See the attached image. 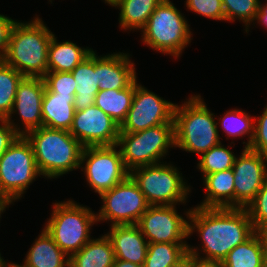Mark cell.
<instances>
[{"label":"cell","mask_w":267,"mask_h":267,"mask_svg":"<svg viewBox=\"0 0 267 267\" xmlns=\"http://www.w3.org/2000/svg\"><path fill=\"white\" fill-rule=\"evenodd\" d=\"M189 235L198 231L205 257L199 256L198 248L188 246V252L204 261L221 262L237 245L248 240L254 233L253 223L246 208L195 207L187 212ZM202 257V258H201Z\"/></svg>","instance_id":"1"},{"label":"cell","mask_w":267,"mask_h":267,"mask_svg":"<svg viewBox=\"0 0 267 267\" xmlns=\"http://www.w3.org/2000/svg\"><path fill=\"white\" fill-rule=\"evenodd\" d=\"M53 33L41 18L32 22H16L11 30L3 61L24 77H41L47 73L48 48Z\"/></svg>","instance_id":"2"},{"label":"cell","mask_w":267,"mask_h":267,"mask_svg":"<svg viewBox=\"0 0 267 267\" xmlns=\"http://www.w3.org/2000/svg\"><path fill=\"white\" fill-rule=\"evenodd\" d=\"M41 175L57 178L81 166L82 144L69 131L40 127L24 135Z\"/></svg>","instance_id":"3"},{"label":"cell","mask_w":267,"mask_h":267,"mask_svg":"<svg viewBox=\"0 0 267 267\" xmlns=\"http://www.w3.org/2000/svg\"><path fill=\"white\" fill-rule=\"evenodd\" d=\"M175 147L200 156L219 145L218 123L201 96H191L174 110Z\"/></svg>","instance_id":"4"},{"label":"cell","mask_w":267,"mask_h":267,"mask_svg":"<svg viewBox=\"0 0 267 267\" xmlns=\"http://www.w3.org/2000/svg\"><path fill=\"white\" fill-rule=\"evenodd\" d=\"M184 17L170 0H163L141 29L143 42L156 51L179 57L192 35Z\"/></svg>","instance_id":"5"},{"label":"cell","mask_w":267,"mask_h":267,"mask_svg":"<svg viewBox=\"0 0 267 267\" xmlns=\"http://www.w3.org/2000/svg\"><path fill=\"white\" fill-rule=\"evenodd\" d=\"M53 206L51 218L44 229L70 257L91 240L90 226L97 222L96 214L72 200Z\"/></svg>","instance_id":"6"},{"label":"cell","mask_w":267,"mask_h":267,"mask_svg":"<svg viewBox=\"0 0 267 267\" xmlns=\"http://www.w3.org/2000/svg\"><path fill=\"white\" fill-rule=\"evenodd\" d=\"M118 146L123 163L130 172L134 168L161 163L168 148L175 147L174 124H162L133 133H120Z\"/></svg>","instance_id":"7"},{"label":"cell","mask_w":267,"mask_h":267,"mask_svg":"<svg viewBox=\"0 0 267 267\" xmlns=\"http://www.w3.org/2000/svg\"><path fill=\"white\" fill-rule=\"evenodd\" d=\"M129 176L145 195L149 205L184 203L190 192L177 167L171 164L137 167L129 172Z\"/></svg>","instance_id":"8"},{"label":"cell","mask_w":267,"mask_h":267,"mask_svg":"<svg viewBox=\"0 0 267 267\" xmlns=\"http://www.w3.org/2000/svg\"><path fill=\"white\" fill-rule=\"evenodd\" d=\"M40 175L31 143L19 136L0 157V193L12 201L20 199Z\"/></svg>","instance_id":"9"},{"label":"cell","mask_w":267,"mask_h":267,"mask_svg":"<svg viewBox=\"0 0 267 267\" xmlns=\"http://www.w3.org/2000/svg\"><path fill=\"white\" fill-rule=\"evenodd\" d=\"M116 145L84 147L81 165L90 187L99 195L123 182L128 176L122 154Z\"/></svg>","instance_id":"10"},{"label":"cell","mask_w":267,"mask_h":267,"mask_svg":"<svg viewBox=\"0 0 267 267\" xmlns=\"http://www.w3.org/2000/svg\"><path fill=\"white\" fill-rule=\"evenodd\" d=\"M103 205L96 220L111 221V225L137 224L150 206L145 195L128 176L123 182L100 194Z\"/></svg>","instance_id":"11"},{"label":"cell","mask_w":267,"mask_h":267,"mask_svg":"<svg viewBox=\"0 0 267 267\" xmlns=\"http://www.w3.org/2000/svg\"><path fill=\"white\" fill-rule=\"evenodd\" d=\"M176 104L168 102L155 93L137 83L132 105L125 120L120 125V133L143 131L162 124H174V110Z\"/></svg>","instance_id":"12"},{"label":"cell","mask_w":267,"mask_h":267,"mask_svg":"<svg viewBox=\"0 0 267 267\" xmlns=\"http://www.w3.org/2000/svg\"><path fill=\"white\" fill-rule=\"evenodd\" d=\"M175 208V205H150L142 214L137 225L148 243H186L183 240L189 237V221Z\"/></svg>","instance_id":"13"},{"label":"cell","mask_w":267,"mask_h":267,"mask_svg":"<svg viewBox=\"0 0 267 267\" xmlns=\"http://www.w3.org/2000/svg\"><path fill=\"white\" fill-rule=\"evenodd\" d=\"M70 134L83 147L116 145L120 134L118 125L96 105L75 111Z\"/></svg>","instance_id":"14"},{"label":"cell","mask_w":267,"mask_h":267,"mask_svg":"<svg viewBox=\"0 0 267 267\" xmlns=\"http://www.w3.org/2000/svg\"><path fill=\"white\" fill-rule=\"evenodd\" d=\"M267 157L244 148L236 157L234 172L235 208H246L255 198L267 179Z\"/></svg>","instance_id":"15"},{"label":"cell","mask_w":267,"mask_h":267,"mask_svg":"<svg viewBox=\"0 0 267 267\" xmlns=\"http://www.w3.org/2000/svg\"><path fill=\"white\" fill-rule=\"evenodd\" d=\"M45 88L44 79L41 77H24L19 83L12 111L5 120L13 126L20 136L43 126L42 99ZM14 112H18L22 124L25 125L23 130L11 121Z\"/></svg>","instance_id":"16"},{"label":"cell","mask_w":267,"mask_h":267,"mask_svg":"<svg viewBox=\"0 0 267 267\" xmlns=\"http://www.w3.org/2000/svg\"><path fill=\"white\" fill-rule=\"evenodd\" d=\"M110 228L106 235L112 243L115 259L143 266L149 243L138 225H111Z\"/></svg>","instance_id":"17"},{"label":"cell","mask_w":267,"mask_h":267,"mask_svg":"<svg viewBox=\"0 0 267 267\" xmlns=\"http://www.w3.org/2000/svg\"><path fill=\"white\" fill-rule=\"evenodd\" d=\"M97 78L99 90H122L137 77L128 53L119 52L97 57Z\"/></svg>","instance_id":"18"},{"label":"cell","mask_w":267,"mask_h":267,"mask_svg":"<svg viewBox=\"0 0 267 267\" xmlns=\"http://www.w3.org/2000/svg\"><path fill=\"white\" fill-rule=\"evenodd\" d=\"M75 94L59 95L45 88L42 99L43 127L69 131L75 115Z\"/></svg>","instance_id":"19"},{"label":"cell","mask_w":267,"mask_h":267,"mask_svg":"<svg viewBox=\"0 0 267 267\" xmlns=\"http://www.w3.org/2000/svg\"><path fill=\"white\" fill-rule=\"evenodd\" d=\"M97 56L93 51L71 71L77 84L73 104L76 111L84 110L95 103V97L99 91Z\"/></svg>","instance_id":"20"},{"label":"cell","mask_w":267,"mask_h":267,"mask_svg":"<svg viewBox=\"0 0 267 267\" xmlns=\"http://www.w3.org/2000/svg\"><path fill=\"white\" fill-rule=\"evenodd\" d=\"M206 198L198 207L235 208L234 172L231 169L203 177Z\"/></svg>","instance_id":"21"},{"label":"cell","mask_w":267,"mask_h":267,"mask_svg":"<svg viewBox=\"0 0 267 267\" xmlns=\"http://www.w3.org/2000/svg\"><path fill=\"white\" fill-rule=\"evenodd\" d=\"M69 258L70 257L59 248L47 231L43 229L29 249L23 266L69 267Z\"/></svg>","instance_id":"22"},{"label":"cell","mask_w":267,"mask_h":267,"mask_svg":"<svg viewBox=\"0 0 267 267\" xmlns=\"http://www.w3.org/2000/svg\"><path fill=\"white\" fill-rule=\"evenodd\" d=\"M93 50L82 48L71 41L58 43L53 35L48 48L47 72H71Z\"/></svg>","instance_id":"23"},{"label":"cell","mask_w":267,"mask_h":267,"mask_svg":"<svg viewBox=\"0 0 267 267\" xmlns=\"http://www.w3.org/2000/svg\"><path fill=\"white\" fill-rule=\"evenodd\" d=\"M69 259V267H112L115 254L112 243L105 234L91 239Z\"/></svg>","instance_id":"24"},{"label":"cell","mask_w":267,"mask_h":267,"mask_svg":"<svg viewBox=\"0 0 267 267\" xmlns=\"http://www.w3.org/2000/svg\"><path fill=\"white\" fill-rule=\"evenodd\" d=\"M134 91L135 80L122 90H99L94 105L109 115L118 125H121L132 105Z\"/></svg>","instance_id":"25"},{"label":"cell","mask_w":267,"mask_h":267,"mask_svg":"<svg viewBox=\"0 0 267 267\" xmlns=\"http://www.w3.org/2000/svg\"><path fill=\"white\" fill-rule=\"evenodd\" d=\"M163 0H121L116 6L121 10L119 24L124 30L142 29L150 15Z\"/></svg>","instance_id":"26"},{"label":"cell","mask_w":267,"mask_h":267,"mask_svg":"<svg viewBox=\"0 0 267 267\" xmlns=\"http://www.w3.org/2000/svg\"><path fill=\"white\" fill-rule=\"evenodd\" d=\"M267 256L254 233L248 240L232 249L222 261L223 267H265Z\"/></svg>","instance_id":"27"},{"label":"cell","mask_w":267,"mask_h":267,"mask_svg":"<svg viewBox=\"0 0 267 267\" xmlns=\"http://www.w3.org/2000/svg\"><path fill=\"white\" fill-rule=\"evenodd\" d=\"M186 243H149L143 267H171L188 252Z\"/></svg>","instance_id":"28"},{"label":"cell","mask_w":267,"mask_h":267,"mask_svg":"<svg viewBox=\"0 0 267 267\" xmlns=\"http://www.w3.org/2000/svg\"><path fill=\"white\" fill-rule=\"evenodd\" d=\"M24 76L0 61V119H6L13 108L16 90Z\"/></svg>","instance_id":"29"},{"label":"cell","mask_w":267,"mask_h":267,"mask_svg":"<svg viewBox=\"0 0 267 267\" xmlns=\"http://www.w3.org/2000/svg\"><path fill=\"white\" fill-rule=\"evenodd\" d=\"M221 118H219V122L222 120L219 124L222 125V129L226 132L227 139L229 136L236 138L249 134L248 142L244 147L249 148L254 137L255 118H251V115L238 109L227 111Z\"/></svg>","instance_id":"30"},{"label":"cell","mask_w":267,"mask_h":267,"mask_svg":"<svg viewBox=\"0 0 267 267\" xmlns=\"http://www.w3.org/2000/svg\"><path fill=\"white\" fill-rule=\"evenodd\" d=\"M236 156L222 146L221 143L212 147L200 156L198 163L199 170L203 173V177L215 172L231 169L234 165Z\"/></svg>","instance_id":"31"},{"label":"cell","mask_w":267,"mask_h":267,"mask_svg":"<svg viewBox=\"0 0 267 267\" xmlns=\"http://www.w3.org/2000/svg\"><path fill=\"white\" fill-rule=\"evenodd\" d=\"M259 3V0H222L225 21H235V18L242 20L248 33L250 23L256 18Z\"/></svg>","instance_id":"32"},{"label":"cell","mask_w":267,"mask_h":267,"mask_svg":"<svg viewBox=\"0 0 267 267\" xmlns=\"http://www.w3.org/2000/svg\"><path fill=\"white\" fill-rule=\"evenodd\" d=\"M46 88L59 95L75 94L77 84L71 72H47L43 77Z\"/></svg>","instance_id":"33"},{"label":"cell","mask_w":267,"mask_h":267,"mask_svg":"<svg viewBox=\"0 0 267 267\" xmlns=\"http://www.w3.org/2000/svg\"><path fill=\"white\" fill-rule=\"evenodd\" d=\"M185 5L187 9L199 15L225 21L222 0H186Z\"/></svg>","instance_id":"34"},{"label":"cell","mask_w":267,"mask_h":267,"mask_svg":"<svg viewBox=\"0 0 267 267\" xmlns=\"http://www.w3.org/2000/svg\"><path fill=\"white\" fill-rule=\"evenodd\" d=\"M246 210L254 229L267 222V179Z\"/></svg>","instance_id":"35"},{"label":"cell","mask_w":267,"mask_h":267,"mask_svg":"<svg viewBox=\"0 0 267 267\" xmlns=\"http://www.w3.org/2000/svg\"><path fill=\"white\" fill-rule=\"evenodd\" d=\"M254 118V137L249 149L259 152L267 157V106L258 119L256 117Z\"/></svg>","instance_id":"36"},{"label":"cell","mask_w":267,"mask_h":267,"mask_svg":"<svg viewBox=\"0 0 267 267\" xmlns=\"http://www.w3.org/2000/svg\"><path fill=\"white\" fill-rule=\"evenodd\" d=\"M0 157L20 136L5 119H0Z\"/></svg>","instance_id":"37"},{"label":"cell","mask_w":267,"mask_h":267,"mask_svg":"<svg viewBox=\"0 0 267 267\" xmlns=\"http://www.w3.org/2000/svg\"><path fill=\"white\" fill-rule=\"evenodd\" d=\"M17 21L0 14V61L5 57L8 49L11 30Z\"/></svg>","instance_id":"38"},{"label":"cell","mask_w":267,"mask_h":267,"mask_svg":"<svg viewBox=\"0 0 267 267\" xmlns=\"http://www.w3.org/2000/svg\"><path fill=\"white\" fill-rule=\"evenodd\" d=\"M255 234L264 249L265 255L267 256V222L257 226L255 228Z\"/></svg>","instance_id":"39"},{"label":"cell","mask_w":267,"mask_h":267,"mask_svg":"<svg viewBox=\"0 0 267 267\" xmlns=\"http://www.w3.org/2000/svg\"><path fill=\"white\" fill-rule=\"evenodd\" d=\"M171 267H195V255L187 252Z\"/></svg>","instance_id":"40"},{"label":"cell","mask_w":267,"mask_h":267,"mask_svg":"<svg viewBox=\"0 0 267 267\" xmlns=\"http://www.w3.org/2000/svg\"><path fill=\"white\" fill-rule=\"evenodd\" d=\"M255 20L260 22L262 25H265L267 28V3L265 5H262L261 2L259 3Z\"/></svg>","instance_id":"41"},{"label":"cell","mask_w":267,"mask_h":267,"mask_svg":"<svg viewBox=\"0 0 267 267\" xmlns=\"http://www.w3.org/2000/svg\"><path fill=\"white\" fill-rule=\"evenodd\" d=\"M195 267H223L221 262L204 261L195 256Z\"/></svg>","instance_id":"42"},{"label":"cell","mask_w":267,"mask_h":267,"mask_svg":"<svg viewBox=\"0 0 267 267\" xmlns=\"http://www.w3.org/2000/svg\"><path fill=\"white\" fill-rule=\"evenodd\" d=\"M13 201L6 195L0 193V218L1 213L6 209L7 205H10Z\"/></svg>","instance_id":"43"},{"label":"cell","mask_w":267,"mask_h":267,"mask_svg":"<svg viewBox=\"0 0 267 267\" xmlns=\"http://www.w3.org/2000/svg\"><path fill=\"white\" fill-rule=\"evenodd\" d=\"M112 267H143L142 265L134 264L132 262L115 259Z\"/></svg>","instance_id":"44"},{"label":"cell","mask_w":267,"mask_h":267,"mask_svg":"<svg viewBox=\"0 0 267 267\" xmlns=\"http://www.w3.org/2000/svg\"><path fill=\"white\" fill-rule=\"evenodd\" d=\"M104 1L109 5L116 6L121 0H104Z\"/></svg>","instance_id":"45"},{"label":"cell","mask_w":267,"mask_h":267,"mask_svg":"<svg viewBox=\"0 0 267 267\" xmlns=\"http://www.w3.org/2000/svg\"><path fill=\"white\" fill-rule=\"evenodd\" d=\"M4 267H24L23 265H19V264H14V263H6L4 264Z\"/></svg>","instance_id":"46"},{"label":"cell","mask_w":267,"mask_h":267,"mask_svg":"<svg viewBox=\"0 0 267 267\" xmlns=\"http://www.w3.org/2000/svg\"><path fill=\"white\" fill-rule=\"evenodd\" d=\"M4 264H5V261H4V259L1 257V254H0V267H4Z\"/></svg>","instance_id":"47"}]
</instances>
